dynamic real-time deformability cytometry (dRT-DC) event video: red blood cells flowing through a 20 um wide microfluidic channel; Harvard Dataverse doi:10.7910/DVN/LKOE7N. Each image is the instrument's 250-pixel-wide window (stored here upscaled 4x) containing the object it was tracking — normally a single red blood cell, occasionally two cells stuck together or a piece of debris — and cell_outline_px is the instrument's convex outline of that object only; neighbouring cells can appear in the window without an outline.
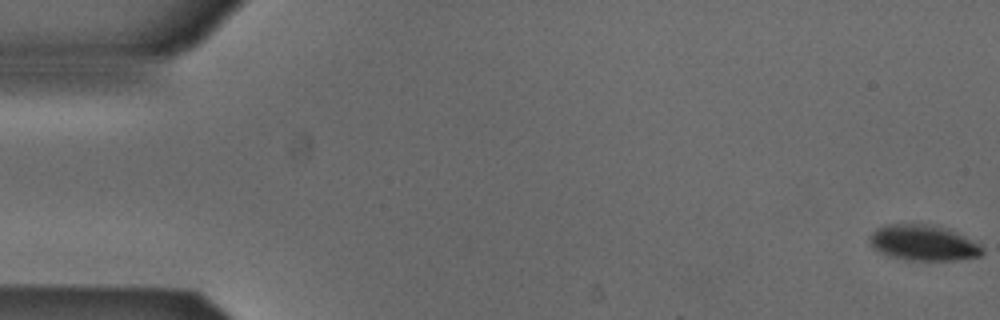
{"species": "Egyptian fruit bat (a non-hibernating species)", "species_latin": "Rousettus aegyptiacus", "temperature_condition": "cold", "stored_images_in_passage": 53, "camera_frame_rate_fps": 3000, "um_per_image_px": 0.085, "animal": {"sex": "male"}, "frame": {"image": 1, "passage_image": 1, "time_ms": 0.0, "image_size_px": [1000, 320], "cell_outline_px": [[984, 252], [980, 256], [956, 260], [912, 260], [892, 256], [872, 248], [868, 240], [868, 236], [876, 228], [888, 224], [924, 224], [948, 228], [980, 244]], "centroid_in_image_um": [78.47, 20.63], "position_along_channel_um": 6.5, "area_um2": 23.29}}
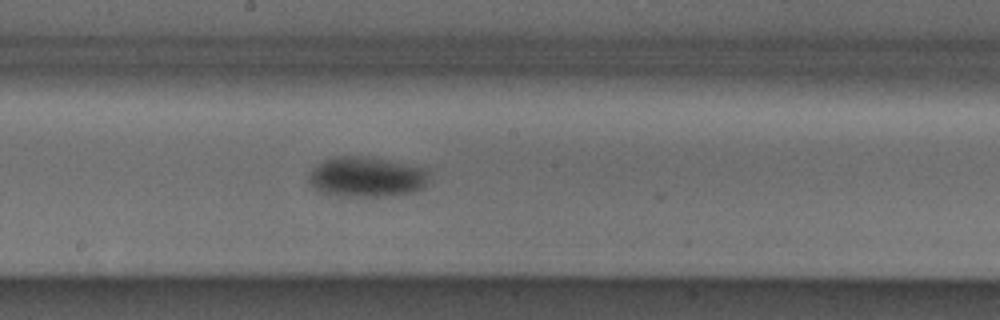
{"frame": {"image": 2, "passage_image": 29, "time_ms": 9.333, "image_size_px": [1000, 320], "cell_outline_px": [[428, 184], [424, 188], [416, 192], [392, 196], [336, 196], [320, 192], [308, 184], [308, 172], [316, 164], [324, 160], [336, 156], [364, 156], [388, 160], [428, 168]], "centroid_in_image_um": [31.16, 15.05], "position_along_channel_um": 217.0, "area_um2": 28.9}}
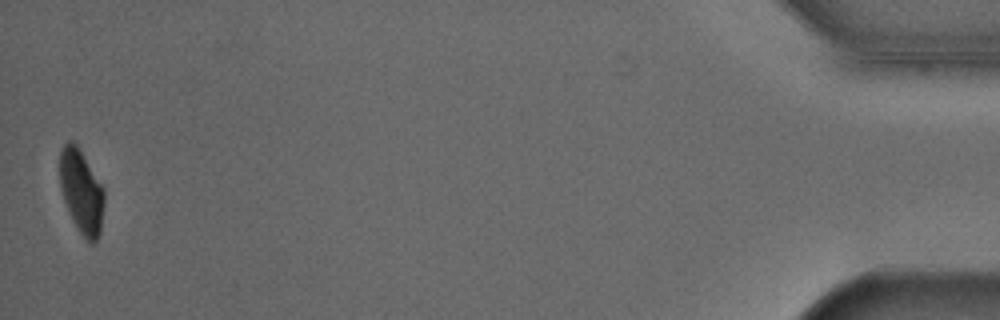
{"frame": {"image": 3, "passage_image": 53, "time_ms": 17.333, "image_size_px": [1000, 320], "cell_outline_px": [[104, 204], [100, 232], [96, 240], [92, 244], [88, 244], [72, 220], [64, 200], [60, 188], [60, 152], [64, 144], [68, 140], [72, 140], [80, 148], [104, 188]], "centroid_in_image_um": [6.92, 16.27], "position_along_channel_um": 428.3, "area_um2": 21.85}, "authors_computed_cell_mechanics": {"area_um2": 25.8944, "velocity_mm_per_s": 3.8646, "shape_relaxation_time_tau1_ms": 3.4273, "shape_relaxation_time_tau2_ms": null, "deformation_change_tau1": 0.0912, "deformation_change_tau2": null}}